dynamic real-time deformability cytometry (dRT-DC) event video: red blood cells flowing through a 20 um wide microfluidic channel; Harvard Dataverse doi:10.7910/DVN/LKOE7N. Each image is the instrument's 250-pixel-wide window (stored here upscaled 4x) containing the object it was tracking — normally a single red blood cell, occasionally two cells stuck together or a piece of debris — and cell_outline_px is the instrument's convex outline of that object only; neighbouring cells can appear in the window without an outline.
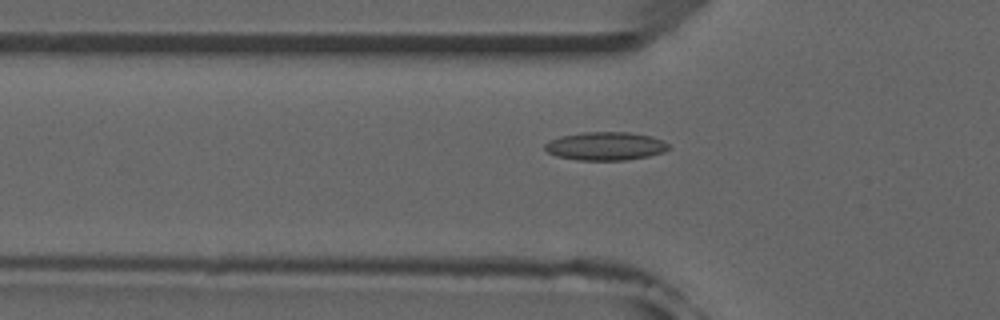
{"species": "common noctule bat (a hibernating species)", "species_latin": "Nyctalus noctula", "temperature_condition": "room temperature", "stored_images_in_passage": 37, "camera_frame_rate_fps": 3000, "um_per_image_px": 0.085, "animal": {"sex": "male", "forearm_length_mm": 52.5}, "frame": {"image": 1, "passage_image": 2, "time_ms": 0.333, "image_size_px": [1000, 320], "cell_outline_px": [[668, 148], [664, 152], [648, 156], [624, 160], [576, 160], [556, 156], [548, 152], [544, 148], [544, 144], [548, 140], [560, 136], [584, 132], [628, 132], [652, 136], [664, 140], [668, 144]], "centroid_in_image_um": [51.45, 12.41], "position_along_channel_um": 74.4, "area_um2": 20.52}}
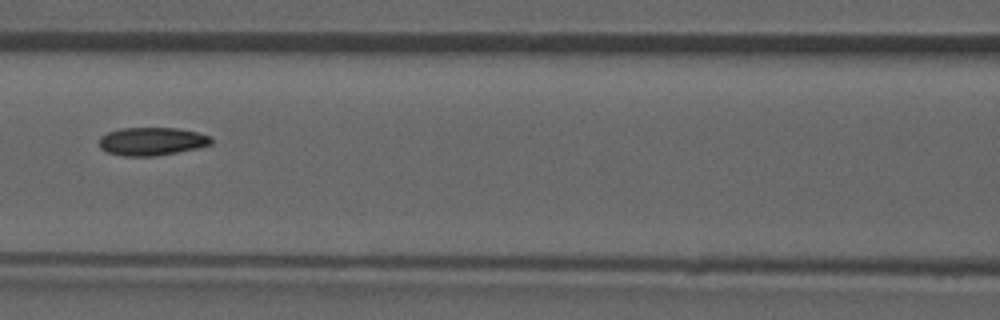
{"frame": {"image": 2, "passage_image": 8, "time_ms": 2.333, "image_size_px": [1000, 320], "cell_outline_px": [[212, 144], [196, 148], [156, 156], [124, 156], [108, 152], [100, 148], [100, 136], [108, 132], [120, 128], [176, 128], [196, 132], [212, 136]], "centroid_in_image_um": [12.9, 12.01], "position_along_channel_um": 153.7, "area_um2": 18.26}}
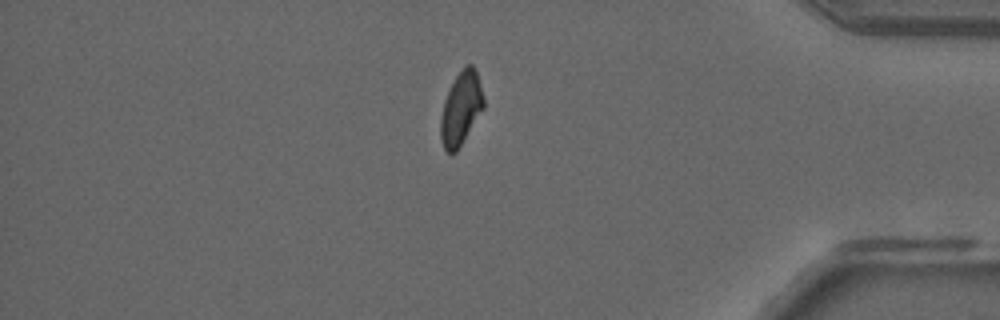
{"frame": {"image": 3, "passage_image": 29, "time_ms": 9.333, "image_size_px": [1000, 320], "cell_outline_px": [[484, 108], [456, 152], [448, 152], [444, 148], [440, 136], [440, 120], [444, 100], [456, 76], [464, 64], [472, 64], [476, 68], [484, 96]], "centroid_in_image_um": [39.2, 9.17], "position_along_channel_um": 396.0, "area_um2": 18.32}, "authors_computed_cell_mechanics": {"area_um2": 18.4382, "velocity_mm_per_s": 3.9228, "shape_relaxation_time_tau1_ms": null, "shape_relaxation_time_tau2_ms": 3.2564, "deformation_change_tau1": null, "deformation_change_tau2": 0.0868}}